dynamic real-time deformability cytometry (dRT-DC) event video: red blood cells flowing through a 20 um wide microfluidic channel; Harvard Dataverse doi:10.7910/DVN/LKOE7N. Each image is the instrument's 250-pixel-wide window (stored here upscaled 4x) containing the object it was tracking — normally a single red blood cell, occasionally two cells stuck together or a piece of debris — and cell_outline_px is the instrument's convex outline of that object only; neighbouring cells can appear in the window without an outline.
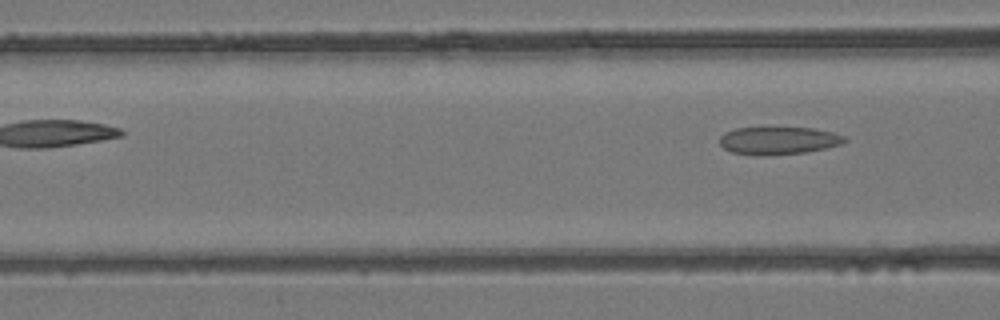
{"species": "common noctule bat (a hibernating species)", "species_latin": "Nyctalus noctula", "temperature_condition": "room temperature", "stored_images_in_passage": 6, "camera_frame_rate_fps": 3000, "um_per_image_px": 0.085, "animal": {"sex": "female", "body_mass_g": 24.6, "forearm_length_mm": 56.2}, "frame": {"image": 1, "passage_image": 6, "time_ms": 1.667, "image_size_px": [1000, 320], "cell_outline_px": [[848, 140], [844, 144], [804, 152], [764, 156], [756, 156], [732, 152], [724, 148], [720, 144], [720, 136], [724, 132], [736, 128], [812, 128], [832, 132], [844, 136]], "centroid_in_image_um": [66.16, 11.96], "position_along_channel_um": 100.4, "area_um2": 20.17}}